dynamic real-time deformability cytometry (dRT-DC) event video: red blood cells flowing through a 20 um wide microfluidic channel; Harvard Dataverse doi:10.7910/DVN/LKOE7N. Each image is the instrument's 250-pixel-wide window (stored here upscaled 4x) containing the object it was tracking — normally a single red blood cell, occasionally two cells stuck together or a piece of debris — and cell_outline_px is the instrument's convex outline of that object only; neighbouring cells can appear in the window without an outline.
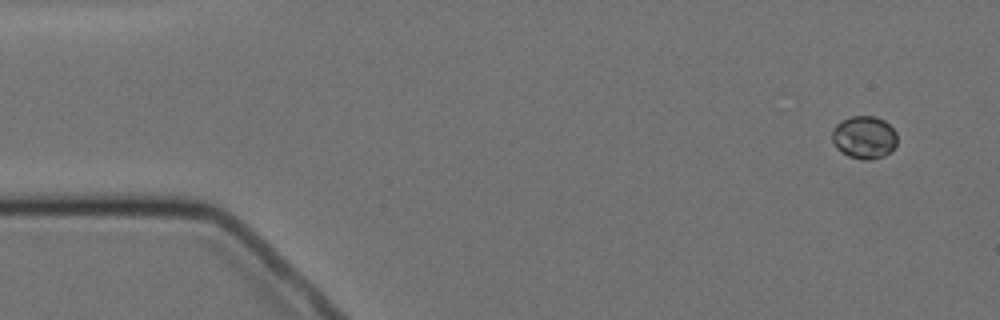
{"species": "Egyptian fruit bat (a non-hibernating species)", "species_latin": "Rousettus aegyptiacus", "temperature_condition": "cold", "stored_images_in_passage": 6, "camera_frame_rate_fps": 3000, "um_per_image_px": 0.085, "animal": {"sex": "female"}, "frame": {"image": 1, "passage_image": 1, "time_ms": 0.0, "image_size_px": [1000, 320], "cell_outline_px": [[896, 144], [884, 156], [872, 160], [864, 160], [848, 156], [840, 152], [836, 148], [832, 140], [832, 128], [840, 120], [852, 116], [876, 116], [884, 120], [896, 132]], "centroid_in_image_um": [73.42, 11.67], "position_along_channel_um": 11.6, "area_um2": 16.36}}
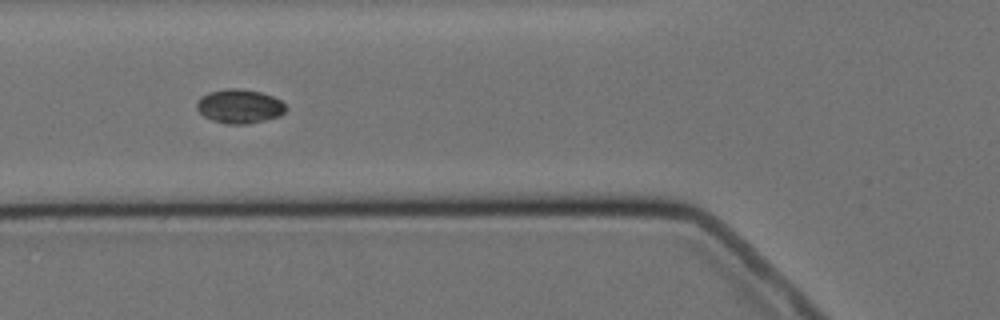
{"frame": {"image": 2, "passage_image": 5, "time_ms": 5.667, "image_size_px": [1000, 320], "cell_outline_px": [[288, 108], [280, 116], [248, 124], [224, 124], [212, 120], [204, 116], [196, 108], [196, 104], [200, 96], [208, 92], [228, 88], [240, 88], [260, 92], [272, 96], [280, 100]], "centroid_in_image_um": [20.34, 9.03], "position_along_channel_um": 105.5, "area_um2": 17.8}}
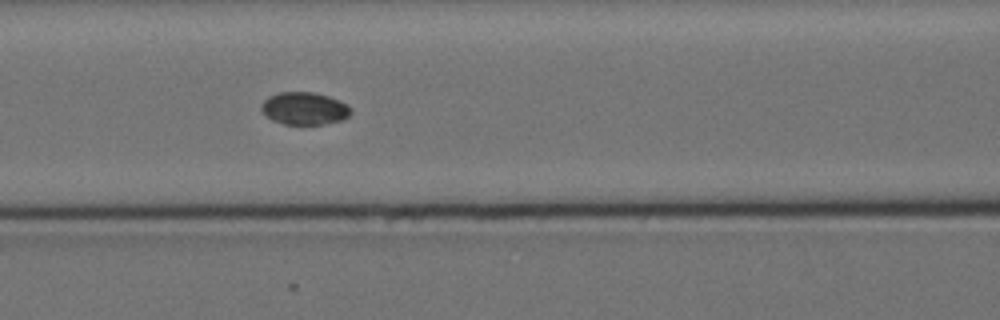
{"frame": {"image": 3, "passage_image": 6, "time_ms": 6.667, "image_size_px": [1000, 320], "cell_outline_px": [[352, 112], [348, 116], [340, 120], [324, 124], [284, 124], [272, 120], [260, 108], [260, 104], [268, 96], [280, 92], [312, 92], [328, 96], [340, 100], [348, 104]], "centroid_in_image_um": [25.87, 9.21], "position_along_channel_um": 140.7, "area_um2": 16.94}}